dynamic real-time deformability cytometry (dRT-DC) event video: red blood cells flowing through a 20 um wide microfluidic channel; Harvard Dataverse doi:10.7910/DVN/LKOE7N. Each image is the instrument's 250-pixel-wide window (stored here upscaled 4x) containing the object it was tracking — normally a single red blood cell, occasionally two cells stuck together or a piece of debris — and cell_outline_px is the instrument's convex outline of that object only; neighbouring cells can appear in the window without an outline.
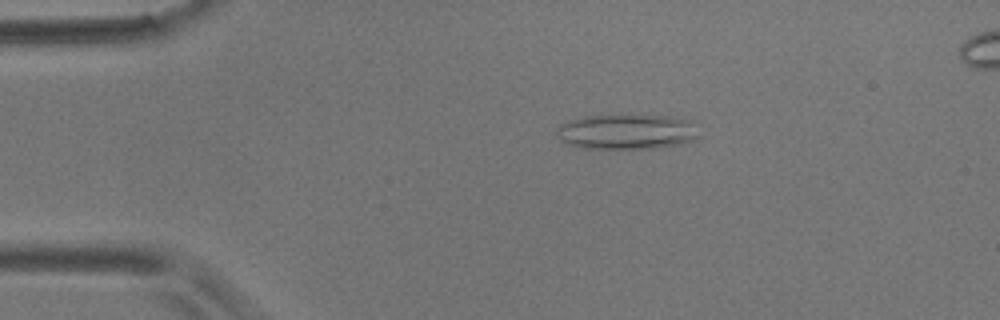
{"species": "common noctule bat (a hibernating species)", "species_latin": "Nyctalus noctula", "temperature_condition": "room temperature", "stored_images_in_passage": 8, "camera_frame_rate_fps": 3000, "um_per_image_px": 0.085, "animal": {"sex": "male", "body_mass_g": 17.9}, "frame": {"image": 1, "passage_image": 2, "time_ms": 1.333, "image_size_px": [1000, 320], "cell_outline_px": [[700, 136], [696, 140], [652, 148], [584, 148], [564, 144], [560, 140], [556, 132], [556, 128], [560, 124], [568, 120], [584, 116], [668, 116], [692, 120]], "centroid_in_image_um": [53.24, 11.2], "position_along_channel_um": 31.8, "area_um2": 29.02}}
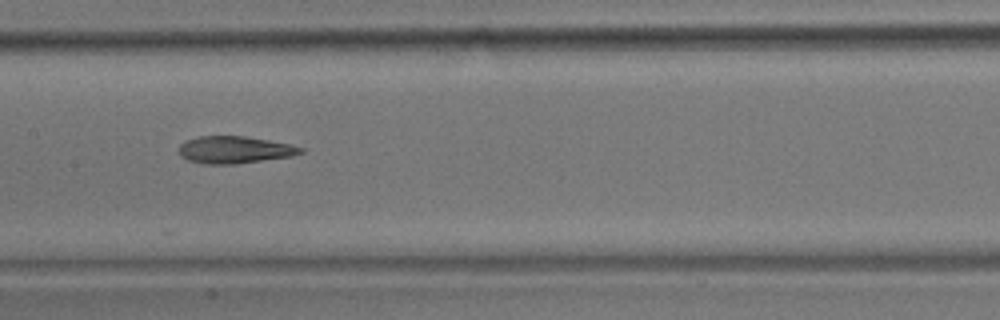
{"frame": {"image": 2, "passage_image": 7, "time_ms": 7.0, "image_size_px": [1000, 320], "cell_outline_px": [[304, 152], [292, 156], [236, 164], [204, 164], [188, 160], [180, 156], [180, 144], [184, 140], [196, 136], [244, 136], [268, 140], [288, 144], [304, 148]], "centroid_in_image_um": [19.91, 12.73], "position_along_channel_um": 187.5, "area_um2": 19.31}}
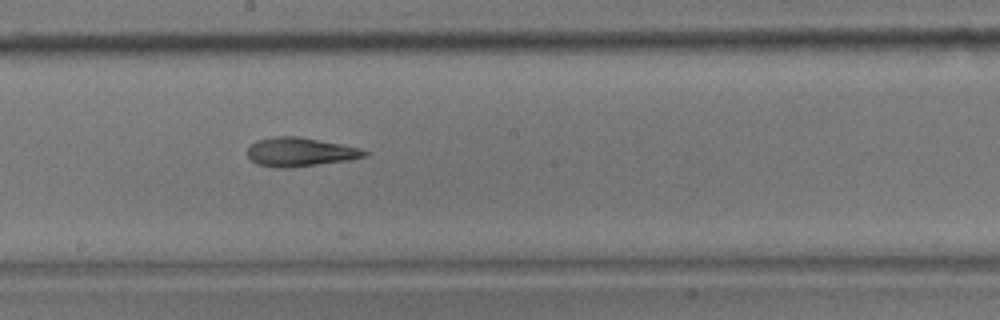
{"frame": {"image": 3, "passage_image": 8, "time_ms": 8.0, "image_size_px": [1000, 320], "cell_outline_px": [[368, 156], [348, 160], [288, 168], [280, 168], [256, 164], [248, 156], [248, 148], [256, 140], [276, 136], [300, 136], [360, 148], [368, 152]], "centroid_in_image_um": [25.5, 12.91], "position_along_channel_um": 222.7, "area_um2": 19.59}}